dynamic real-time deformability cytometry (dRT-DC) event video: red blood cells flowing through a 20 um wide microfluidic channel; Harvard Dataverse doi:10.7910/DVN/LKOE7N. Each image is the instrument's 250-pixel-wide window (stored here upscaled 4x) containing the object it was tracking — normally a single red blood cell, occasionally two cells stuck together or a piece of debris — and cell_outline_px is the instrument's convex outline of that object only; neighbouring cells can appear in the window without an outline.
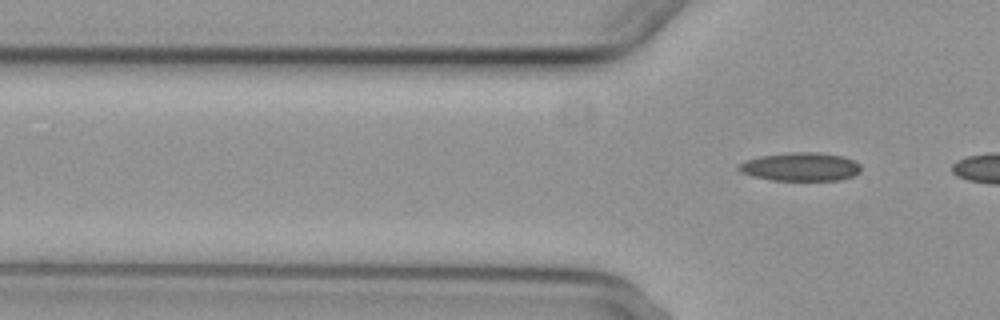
{"species": "common noctule bat (a hibernating species)", "species_latin": "Nyctalus noctula", "temperature_condition": "cold", "stored_images_in_passage": 3, "segment_of_instrument_passage": [2, 2], "camera_frame_rate_fps": 3000, "um_per_image_px": 0.085, "animal": {"sex": "female", "body_mass_g": 29.2, "forearm_length_mm": 56.3}, "frame": {"image": 1, "passage_image": 3, "time_ms": 2.333, "image_size_px": [1000, 320], "cell_outline_px": [[860, 172], [852, 176], [836, 180], [772, 180], [752, 176], [740, 172], [736, 168], [740, 164], [748, 160], [760, 156], [792, 152], [820, 152], [844, 156], [860, 164]], "centroid_in_image_um": [68.05, 14.17], "position_along_channel_um": 57.8, "area_um2": 20.17}}